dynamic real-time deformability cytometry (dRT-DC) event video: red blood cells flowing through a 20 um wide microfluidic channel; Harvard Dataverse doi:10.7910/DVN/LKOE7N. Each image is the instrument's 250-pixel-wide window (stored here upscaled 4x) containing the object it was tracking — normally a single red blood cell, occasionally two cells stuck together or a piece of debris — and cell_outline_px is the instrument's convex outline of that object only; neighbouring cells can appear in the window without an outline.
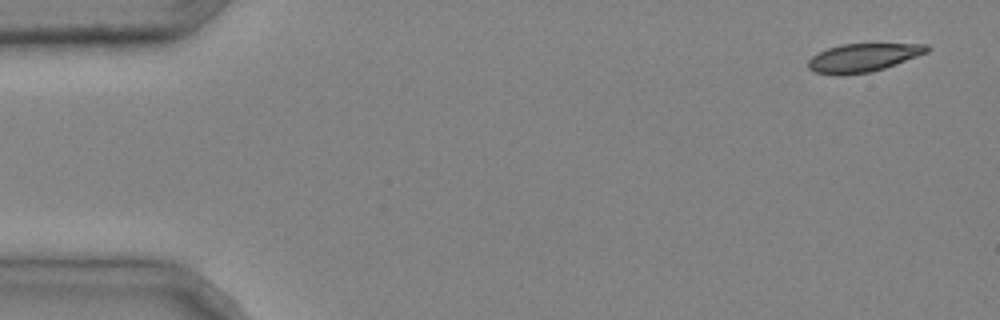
{"species": "common noctule bat (a hibernating species)", "species_latin": "Nyctalus noctula", "temperature_condition": "cold", "stored_images_in_passage": 4, "camera_frame_rate_fps": 3000, "um_per_image_px": 0.085, "animal": {"sex": "male", "body_mass_g": 20.4}, "frame": {"image": 1, "passage_image": 1, "time_ms": 0.0, "image_size_px": [1000, 320], "cell_outline_px": [[932, 48], [928, 52], [896, 64], [872, 72], [812, 72], [808, 68], [808, 60], [812, 56], [828, 48], [840, 44], [928, 44]], "centroid_in_image_um": [73.43, 4.85], "position_along_channel_um": 11.6, "area_um2": 18.9}}
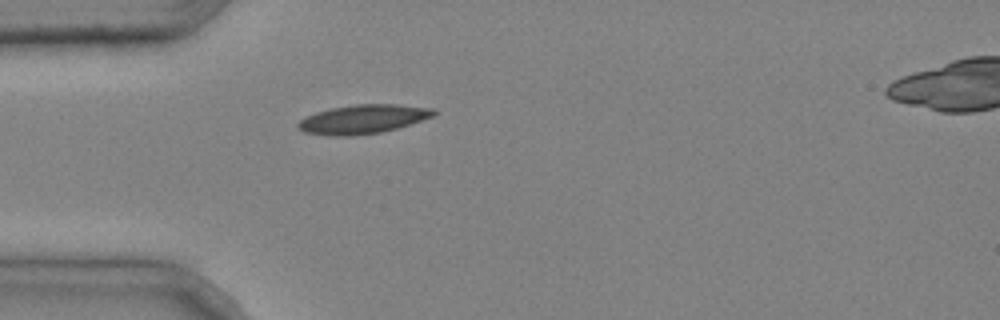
{"frame": {"image": 2, "passage_image": 4, "time_ms": 1.0, "image_size_px": [1000, 320], "cell_outline_px": [[436, 116], [396, 128], [380, 132], [352, 136], [332, 136], [304, 132], [296, 128], [296, 124], [300, 120], [316, 112], [332, 108], [356, 104], [396, 104], [436, 108]], "centroid_in_image_um": [30.87, 10.12], "position_along_channel_um": 54.1, "area_um2": 22.95}}